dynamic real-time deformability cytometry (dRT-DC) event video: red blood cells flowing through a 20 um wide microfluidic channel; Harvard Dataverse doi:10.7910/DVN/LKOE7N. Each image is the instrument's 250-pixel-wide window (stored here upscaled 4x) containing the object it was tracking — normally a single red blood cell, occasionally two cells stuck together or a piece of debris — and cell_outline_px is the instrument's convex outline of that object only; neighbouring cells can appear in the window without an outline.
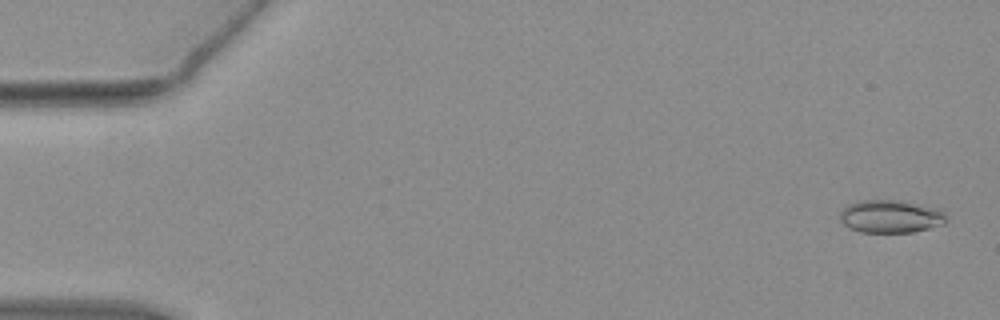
{"species": "common noctule bat (a hibernating species)", "species_latin": "Nyctalus noctula", "temperature_condition": "warm", "stored_images_in_passage": 54, "camera_frame_rate_fps": 3000, "um_per_image_px": 0.085, "animal": {"sex": "female", "body_mass_g": 19.3, "forearm_length_mm": 54.1}, "frame": {"image": 1, "passage_image": 2, "time_ms": 0.333, "image_size_px": [1000, 320], "cell_outline_px": [[948, 220], [944, 224], [912, 232], [860, 232], [848, 228], [840, 220], [840, 212], [848, 204], [856, 200], [904, 200], [932, 208], [944, 212], [948, 216]], "centroid_in_image_um": [75.68, 18.39], "position_along_channel_um": 9.3, "area_um2": 20.46}}
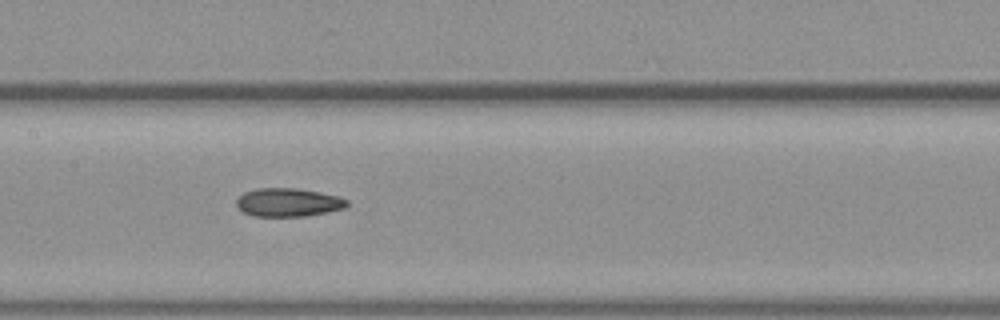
{"frame": {"image": 2, "passage_image": 27, "time_ms": 8.667, "image_size_px": [1000, 320], "cell_outline_px": [[348, 204], [344, 208], [328, 212], [308, 216], [252, 216], [236, 208], [236, 200], [244, 192], [256, 188], [296, 188], [320, 192], [340, 196], [348, 200]], "centroid_in_image_um": [24.49, 17.2], "position_along_channel_um": 182.9, "area_um2": 18.5}}
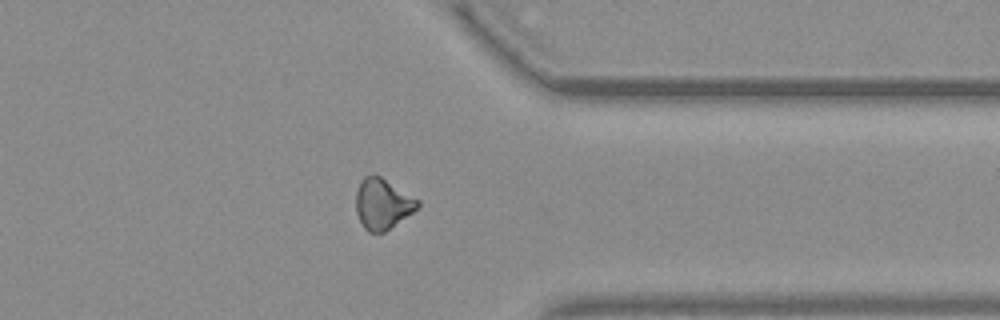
{"frame": {"image": 3, "passage_image": 43, "time_ms": 14.0, "image_size_px": [1000, 320], "cell_outline_px": [[420, 208], [384, 232], [368, 232], [364, 228], [356, 212], [356, 192], [360, 180], [364, 176], [380, 176], [420, 200]], "centroid_in_image_um": [32.53, 17.33], "position_along_channel_um": 378.9, "area_um2": 18.21}, "authors_computed_cell_mechanics": {"area_um2": 18.7272, "velocity_mm_per_s": 3.8009, "shape_relaxation_time_tau1_ms": 8.5861, "shape_relaxation_time_tau2_ms": 3.5464, "deformation_change_tau1": 0.1886, "deformation_change_tau2": 0.1134}}